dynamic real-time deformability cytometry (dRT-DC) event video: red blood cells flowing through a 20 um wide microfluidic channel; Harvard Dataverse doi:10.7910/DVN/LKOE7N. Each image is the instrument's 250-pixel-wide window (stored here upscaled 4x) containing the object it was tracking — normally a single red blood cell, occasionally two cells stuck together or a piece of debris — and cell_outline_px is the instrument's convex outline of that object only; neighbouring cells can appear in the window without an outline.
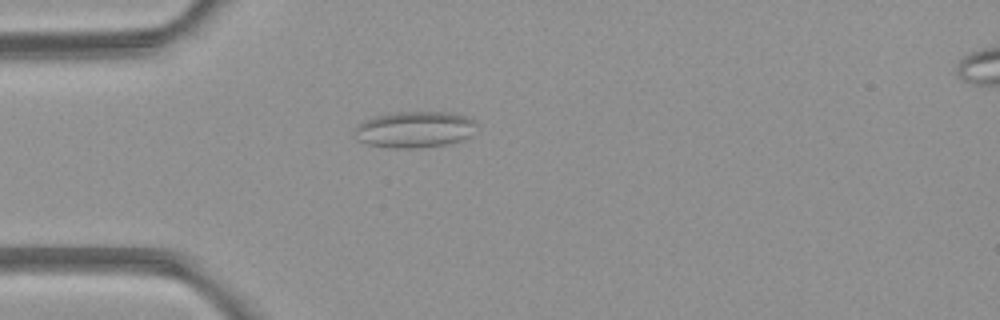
{"species": "common noctule bat (a hibernating species)", "species_latin": "Nyctalus noctula", "temperature_condition": "room temperature", "stored_images_in_passage": 2, "camera_frame_rate_fps": 3000, "um_per_image_px": 0.085, "animal": {"sex": "female", "body_mass_g": 21.9}, "frame": {"image": 1, "passage_image": 2, "time_ms": 1.333, "image_size_px": [1000, 320], "cell_outline_px": [[476, 124], [472, 136], [460, 140], [444, 144], [416, 148], [388, 148], [368, 144], [360, 140], [356, 128], [364, 120], [376, 116], [396, 112], [452, 112], [476, 120]], "centroid_in_image_um": [35.31, 11.0], "position_along_channel_um": 49.7, "area_um2": 25.49}}